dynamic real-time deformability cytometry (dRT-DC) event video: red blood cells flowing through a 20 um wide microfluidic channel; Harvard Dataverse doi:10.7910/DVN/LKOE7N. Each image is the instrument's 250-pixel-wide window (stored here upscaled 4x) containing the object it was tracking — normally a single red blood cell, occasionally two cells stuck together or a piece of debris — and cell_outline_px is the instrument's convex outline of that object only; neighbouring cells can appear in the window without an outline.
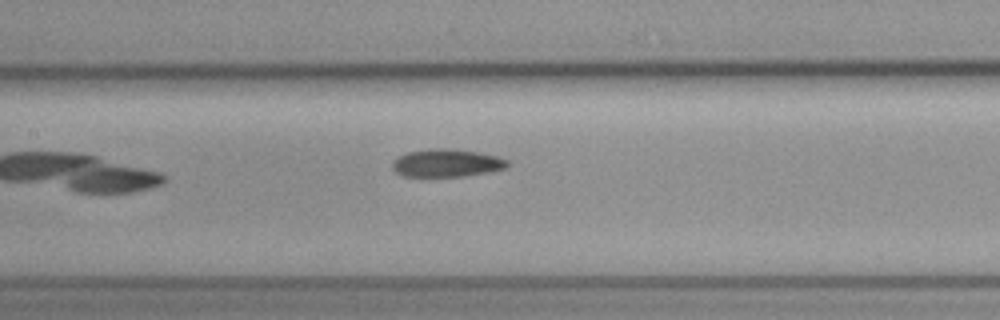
{"species": "common noctule bat (a hibernating species)", "species_latin": "Nyctalus noctula", "temperature_condition": "cold", "stored_images_in_passage": 9, "camera_frame_rate_fps": 3000, "um_per_image_px": 0.085, "animal": {"sex": "female", "body_mass_g": 19.3, "forearm_length_mm": 54.1}, "frame": {"image": 1, "passage_image": 8, "time_ms": 2.333, "image_size_px": [1000, 320], "cell_outline_px": [[508, 168], [492, 172], [464, 176], [404, 176], [396, 172], [392, 168], [392, 160], [408, 152], [428, 148], [452, 148], [476, 152], [496, 156], [508, 160]], "centroid_in_image_um": [37.98, 13.85], "position_along_channel_um": 169.4, "area_um2": 18.79}}